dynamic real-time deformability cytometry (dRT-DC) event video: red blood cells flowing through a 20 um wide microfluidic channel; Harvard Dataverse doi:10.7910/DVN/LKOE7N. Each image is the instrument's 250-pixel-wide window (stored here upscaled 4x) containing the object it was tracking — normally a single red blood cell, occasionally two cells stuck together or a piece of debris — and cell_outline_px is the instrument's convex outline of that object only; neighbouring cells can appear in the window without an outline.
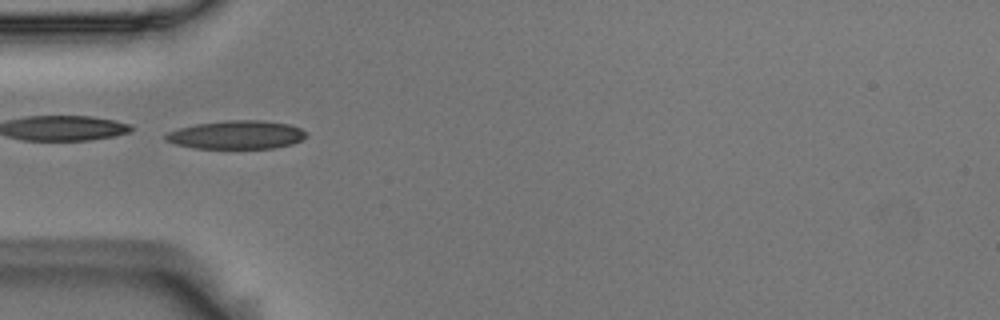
{"species": "Egyptian fruit bat (a non-hibernating species)", "species_latin": "Rousettus aegyptiacus", "temperature_condition": "room temperature", "stored_images_in_passage": 24, "camera_frame_rate_fps": 3000, "um_per_image_px": 0.085, "animal": {"sex": "male"}, "frame": {"image": 1, "passage_image": 1, "time_ms": 0.0, "image_size_px": [1000, 320], "cell_outline_px": [[308, 132], [300, 140], [292, 144], [276, 148], [196, 148], [176, 144], [168, 140], [164, 136], [168, 132], [180, 128], [196, 124], [228, 120], [260, 120], [288, 124], [300, 128]], "centroid_in_image_um": [20.14, 11.46], "position_along_channel_um": 64.9, "area_um2": 23.0}}